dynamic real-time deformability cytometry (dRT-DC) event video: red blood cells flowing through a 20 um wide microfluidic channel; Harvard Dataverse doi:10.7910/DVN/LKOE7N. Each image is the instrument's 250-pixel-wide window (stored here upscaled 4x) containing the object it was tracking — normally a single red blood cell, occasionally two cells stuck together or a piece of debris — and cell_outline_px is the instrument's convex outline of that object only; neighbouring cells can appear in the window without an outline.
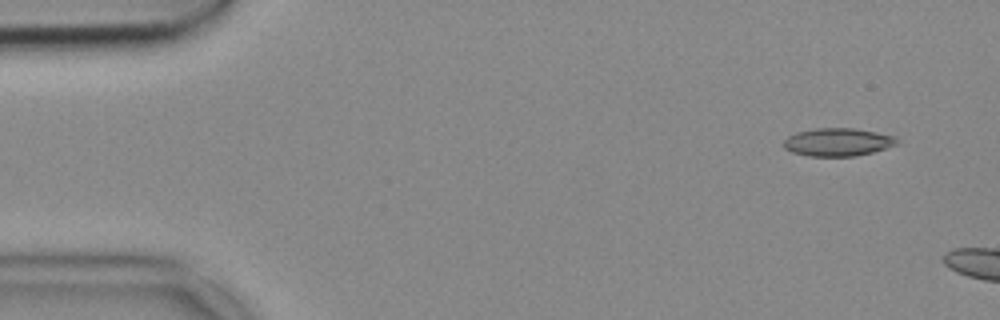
{"species": "common noctule bat (a hibernating species)", "species_latin": "Nyctalus noctula", "temperature_condition": "cold", "stored_images_in_passage": 5, "camera_frame_rate_fps": 3000, "um_per_image_px": 0.085, "animal": {"sex": "female", "body_mass_g": 18.4}, "frame": {"image": 1, "passage_image": 1, "time_ms": 0.0, "image_size_px": [1000, 320], "cell_outline_px": [[900, 144], [872, 152], [856, 156], [808, 156], [792, 152], [784, 148], [784, 140], [788, 136], [796, 132], [816, 128], [856, 128], [896, 136], [900, 140]], "centroid_in_image_um": [71.25, 12.07], "position_along_channel_um": 13.7, "area_um2": 18.67}}